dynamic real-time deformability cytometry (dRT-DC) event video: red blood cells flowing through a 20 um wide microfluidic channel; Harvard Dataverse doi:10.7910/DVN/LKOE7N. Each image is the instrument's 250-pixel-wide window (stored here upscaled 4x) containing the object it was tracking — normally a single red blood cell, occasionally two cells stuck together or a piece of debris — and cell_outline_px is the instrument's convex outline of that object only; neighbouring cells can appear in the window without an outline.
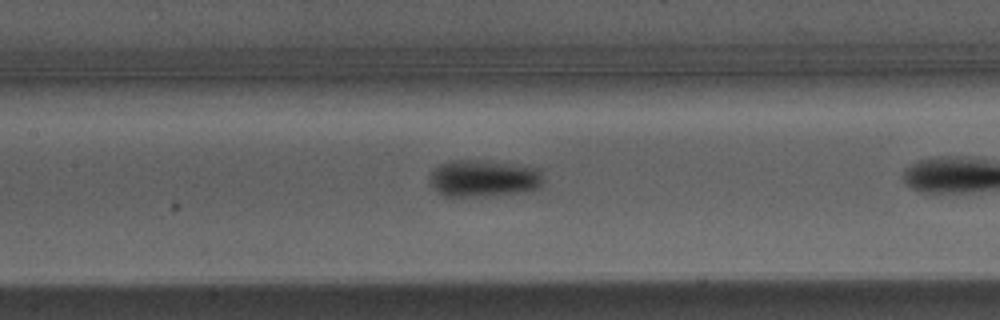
{"species": "Egyptian fruit bat (a non-hibernating species)", "species_latin": "Rousettus aegyptiacus", "temperature_condition": "warm", "stored_images_in_passage": 25, "camera_frame_rate_fps": 3000, "um_per_image_px": 0.085, "animal": {"sex": "male"}, "frame": {"image": 1, "passage_image": 8, "time_ms": 2.333, "image_size_px": [1000, 320], "cell_outline_px": [[544, 180], [536, 188], [512, 192], [472, 196], [444, 196], [428, 180], [428, 176], [440, 164], [452, 160], [476, 160], [540, 168]], "centroid_in_image_um": [41.07, 15.13], "position_along_channel_um": 166.3, "area_um2": 23.64}}
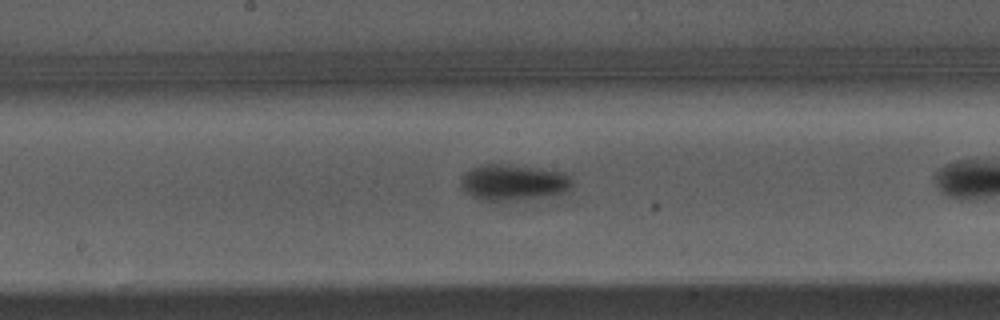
{"frame": {"image": 2, "passage_image": 11, "time_ms": 3.333, "image_size_px": [1000, 320], "cell_outline_px": [[572, 184], [568, 192], [540, 196], [496, 200], [484, 200], [468, 192], [464, 188], [460, 180], [472, 168], [484, 164], [508, 164], [564, 172], [572, 180]], "centroid_in_image_um": [43.69, 15.46], "position_along_channel_um": 204.5, "area_um2": 22.37}}